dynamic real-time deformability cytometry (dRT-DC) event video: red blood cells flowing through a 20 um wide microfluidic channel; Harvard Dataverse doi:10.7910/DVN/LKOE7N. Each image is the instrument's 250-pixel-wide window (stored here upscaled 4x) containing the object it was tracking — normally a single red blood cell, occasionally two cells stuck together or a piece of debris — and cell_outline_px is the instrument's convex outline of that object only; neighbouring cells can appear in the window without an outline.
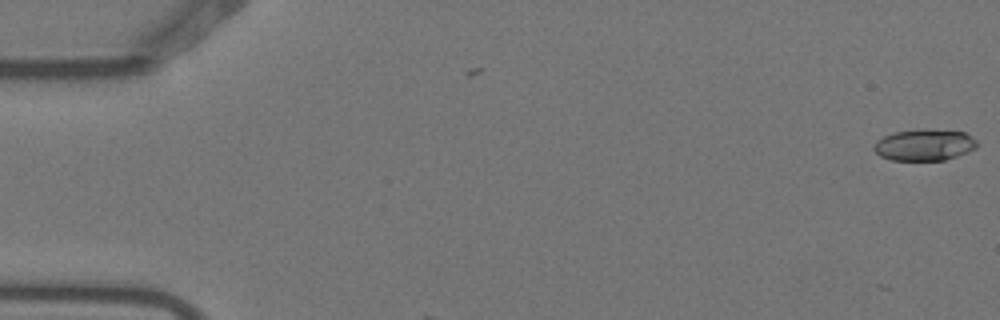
{"species": "Egyptian fruit bat (a non-hibernating species)", "species_latin": "Rousettus aegyptiacus", "temperature_condition": "warm", "stored_images_in_passage": 2, "camera_frame_rate_fps": 3000, "um_per_image_px": 0.085, "animal": {"sex": "female"}, "frame": {"image": 1, "passage_image": 1, "time_ms": 0.0, "image_size_px": [1000, 320], "cell_outline_px": [[976, 148], [968, 152], [944, 160], [892, 160], [880, 156], [872, 148], [876, 140], [892, 132], [964, 132], [976, 140]], "centroid_in_image_um": [78.53, 12.37], "position_along_channel_um": 6.5, "area_um2": 17.98}}